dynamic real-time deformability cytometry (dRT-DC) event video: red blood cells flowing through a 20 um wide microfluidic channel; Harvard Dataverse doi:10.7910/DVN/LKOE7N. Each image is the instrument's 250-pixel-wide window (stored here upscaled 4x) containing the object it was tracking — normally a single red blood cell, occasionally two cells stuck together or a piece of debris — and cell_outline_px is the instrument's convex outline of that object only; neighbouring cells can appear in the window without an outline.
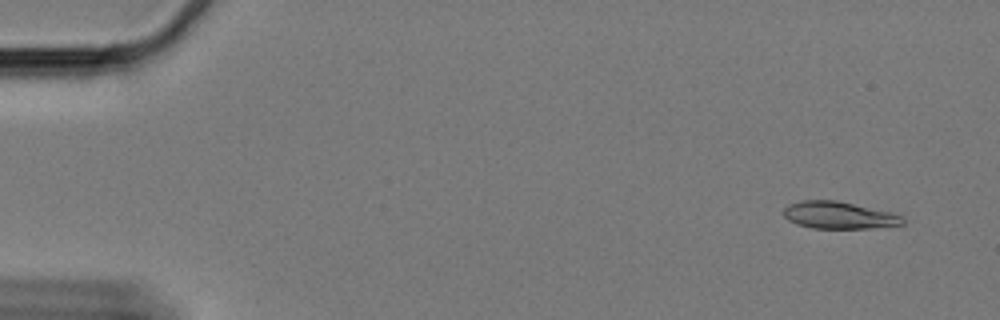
{"species": "Egyptian fruit bat (a non-hibernating species)", "species_latin": "Rousettus aegyptiacus", "temperature_condition": "cold", "stored_images_in_passage": 61, "camera_frame_rate_fps": 3000, "um_per_image_px": 0.085, "animal": {"sex": "female"}, "frame": {"image": 1, "passage_image": 4, "time_ms": 1.0, "image_size_px": [1000, 320], "cell_outline_px": [[904, 224], [868, 228], [812, 228], [796, 224], [788, 220], [784, 216], [784, 208], [788, 204], [800, 200], [836, 200], [892, 212], [904, 216]], "centroid_in_image_um": [71.3, 18.28], "position_along_channel_um": 13.7, "area_um2": 18.9}}
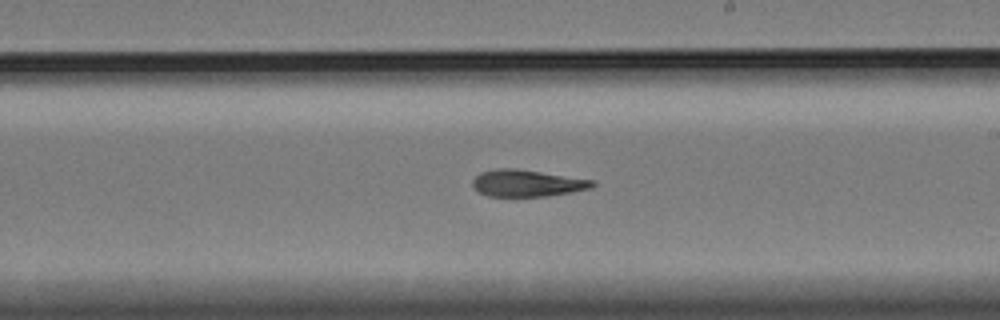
{"frame": {"image": 2, "passage_image": 36, "time_ms": 11.667, "image_size_px": [1000, 320], "cell_outline_px": [[596, 184], [592, 188], [572, 192], [548, 196], [488, 196], [480, 192], [472, 184], [472, 180], [480, 172], [496, 168], [516, 168], [596, 180]], "centroid_in_image_um": [44.84, 15.56], "position_along_channel_um": 244.2, "area_um2": 18.84}}
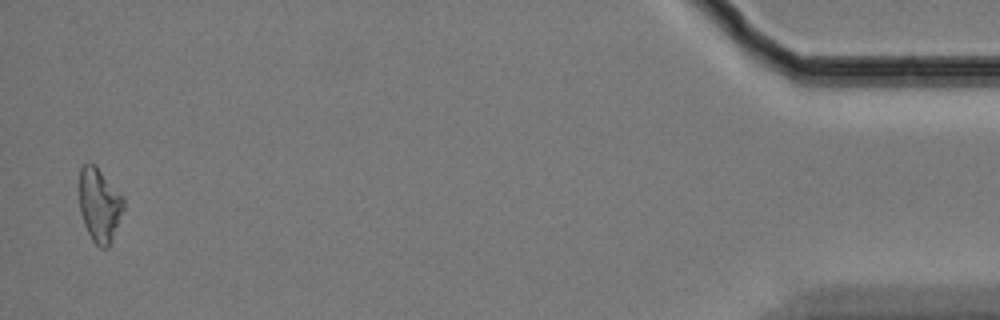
{"frame": {"image": 3, "passage_image": 60, "time_ms": 19.667, "image_size_px": [1000, 320], "cell_outline_px": [[124, 208], [108, 248], [100, 248], [92, 240], [84, 224], [80, 212], [80, 168], [84, 164], [96, 164], [124, 196]], "centroid_in_image_um": [8.47, 17.4], "position_along_channel_um": 426.7, "area_um2": 19.07}}